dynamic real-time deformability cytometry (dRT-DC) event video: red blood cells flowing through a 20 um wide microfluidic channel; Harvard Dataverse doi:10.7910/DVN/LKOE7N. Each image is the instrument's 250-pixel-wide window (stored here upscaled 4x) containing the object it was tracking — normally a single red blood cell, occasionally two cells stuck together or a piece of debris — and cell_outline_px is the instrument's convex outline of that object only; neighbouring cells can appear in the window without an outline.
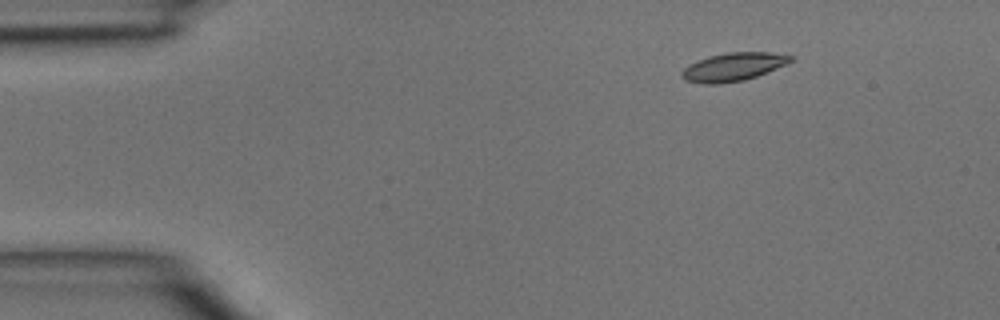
{"species": "common noctule bat (a hibernating species)", "species_latin": "Nyctalus noctula", "temperature_condition": "room temperature", "stored_images_in_passage": 5, "camera_frame_rate_fps": 3000, "um_per_image_px": 0.085, "animal": {"sex": "male", "body_mass_g": 15.6}, "frame": {"image": 1, "passage_image": 2, "time_ms": 0.333, "image_size_px": [1000, 320], "cell_outline_px": [[796, 60], [788, 64], [756, 76], [744, 80], [716, 84], [704, 84], [684, 80], [680, 76], [680, 72], [688, 64], [708, 56], [728, 52], [768, 52], [796, 56]], "centroid_in_image_um": [62.34, 5.68], "position_along_channel_um": 22.7, "area_um2": 18.15}}
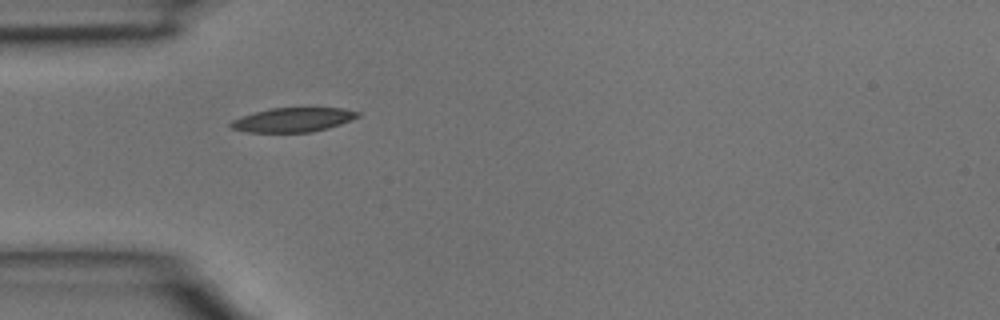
{"frame": {"image": 2, "passage_image": 4, "time_ms": 1.0, "image_size_px": [1000, 320], "cell_outline_px": [[360, 116], [340, 124], [328, 128], [312, 132], [248, 132], [228, 128], [228, 124], [232, 120], [240, 116], [272, 108], [344, 108], [360, 112]], "centroid_in_image_um": [24.88, 10.19], "position_along_channel_um": 60.1, "area_um2": 17.98}}